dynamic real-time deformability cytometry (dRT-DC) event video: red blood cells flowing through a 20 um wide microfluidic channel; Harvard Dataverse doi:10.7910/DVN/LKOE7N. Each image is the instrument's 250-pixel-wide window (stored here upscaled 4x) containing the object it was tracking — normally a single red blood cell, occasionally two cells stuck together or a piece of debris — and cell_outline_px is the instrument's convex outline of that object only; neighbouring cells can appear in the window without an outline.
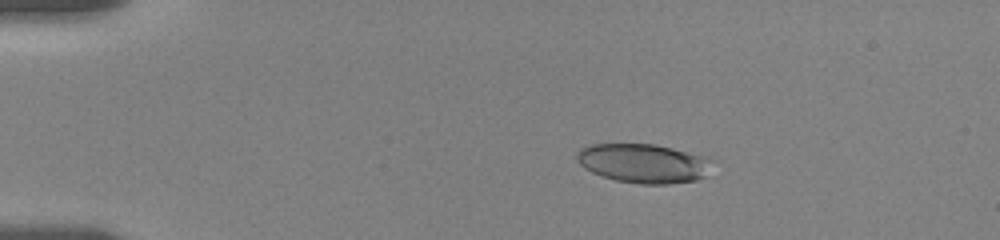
{"species": "human", "species_latin": "Homo sapiens", "temperature_condition": "room temperature", "stored_images_in_passage": 47, "camera_frame_rate_fps": 3000, "um_per_image_px": 0.085, "donor": {"sex": "female"}, "frame": {"image": 1, "passage_image": 11, "time_ms": 3.333, "image_size_px": [1000, 240], "cell_outline_px": [[708, 176], [696, 180], [668, 184], [640, 184], [616, 180], [592, 172], [584, 168], [576, 160], [576, 156], [580, 148], [588, 144], [656, 144], [704, 156], [708, 160]], "centroid_in_image_um": [54.65, 13.88], "position_along_channel_um": 30.4, "area_um2": 30.69}}
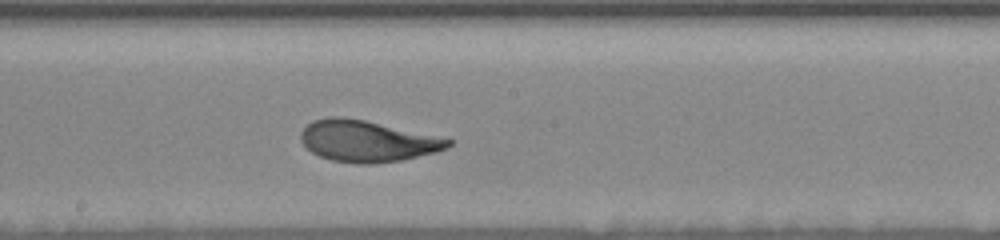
{"frame": {"image": 2, "passage_image": 30, "time_ms": 9.667, "image_size_px": [1000, 240], "cell_outline_px": [[452, 144], [448, 148], [436, 152], [400, 160], [376, 164], [356, 164], [332, 160], [320, 156], [312, 152], [300, 140], [300, 132], [312, 120], [328, 116], [344, 116], [448, 136], [452, 140]], "centroid_in_image_um": [31.29, 11.97], "position_along_channel_um": 216.9, "area_um2": 36.3}}
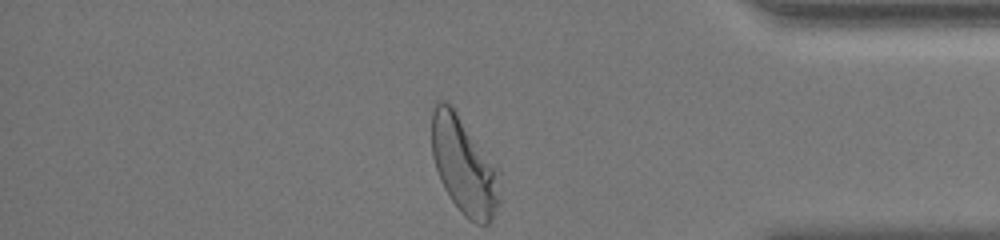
{"frame": {"image": 3, "passage_image": 47, "time_ms": 15.333, "image_size_px": [1000, 240], "cell_outline_px": [[504, 200], [488, 224], [476, 224], [468, 220], [460, 212], [444, 188], [440, 180], [432, 156], [432, 112], [436, 100], [444, 100], [456, 112], [500, 168]], "centroid_in_image_um": [39.52, 14.15], "position_along_channel_um": 395.7, "area_um2": 39.54}, "authors_computed_cell_mechanics": {"area_um2": 34.7956, "velocity_mm_per_s": 3.514, "shape_relaxation_time_tau1_ms": 2.9069, "shape_relaxation_time_tau2_ms": null, "deformation_change_tau1": 0.1687, "deformation_change_tau2": null}}